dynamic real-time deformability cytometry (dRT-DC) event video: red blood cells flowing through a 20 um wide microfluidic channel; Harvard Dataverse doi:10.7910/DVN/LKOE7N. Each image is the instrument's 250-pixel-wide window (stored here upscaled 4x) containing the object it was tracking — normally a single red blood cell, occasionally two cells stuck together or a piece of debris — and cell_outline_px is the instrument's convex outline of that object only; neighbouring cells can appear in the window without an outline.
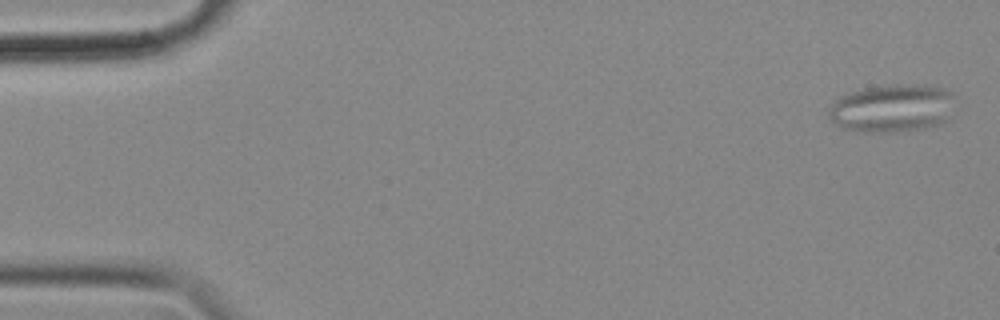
{"species": "common noctule bat (a hibernating species)", "species_latin": "Nyctalus noctula", "temperature_condition": "cold", "stored_images_in_passage": 57, "camera_frame_rate_fps": 3000, "um_per_image_px": 0.085, "animal": {"sex": "female", "body_mass_g": 18.4}, "frame": {"image": 1, "passage_image": 2, "time_ms": 0.333, "image_size_px": [1000, 320], "cell_outline_px": [[952, 120], [940, 124], [924, 128], [896, 132], [864, 132], [844, 128], [836, 124], [828, 116], [828, 112], [832, 104], [840, 96], [864, 88], [896, 84], [936, 84], [948, 88], [952, 92]], "centroid_in_image_um": [75.92, 9.18], "position_along_channel_um": 9.1, "area_um2": 35.89}}
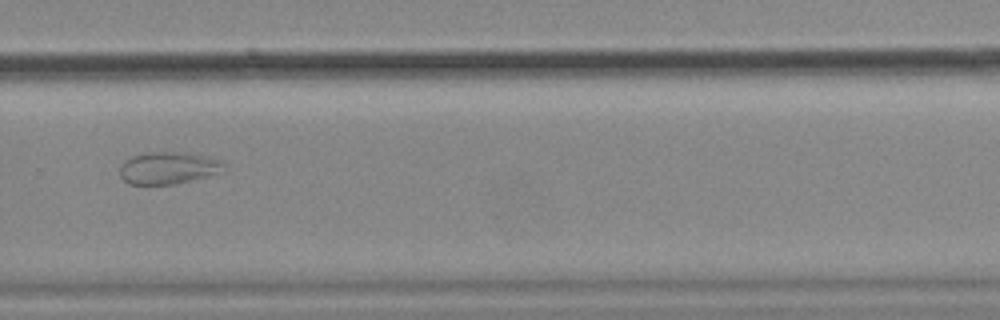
{"frame": {"image": 2, "passage_image": 39, "time_ms": 12.667, "image_size_px": [1000, 320], "cell_outline_px": [[224, 172], [208, 176], [172, 184], [128, 184], [120, 176], [120, 164], [124, 160], [132, 156], [152, 152], [188, 152], [224, 160]], "centroid_in_image_um": [14.33, 14.26], "position_along_channel_um": 315.5, "area_um2": 19.65}}
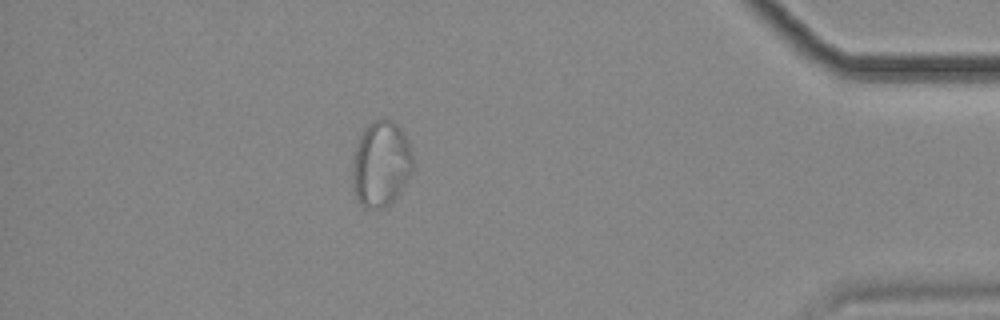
{"frame": {"image": 3, "passage_image": 50, "time_ms": 16.333, "image_size_px": [1000, 320], "cell_outline_px": [[412, 172], [400, 192], [392, 204], [380, 208], [364, 208], [360, 204], [352, 188], [352, 168], [356, 144], [364, 128], [368, 124], [376, 120], [392, 120], [400, 128], [408, 140], [412, 152]], "centroid_in_image_um": [32.37, 13.96], "position_along_channel_um": 402.8, "area_um2": 30.35}, "authors_computed_cell_mechanics": {"area_um2": 27.5706, "velocity_mm_per_s": 3.5451, "shape_relaxation_time_tau1_ms": null, "shape_relaxation_time_tau2_ms": 1.7238, "deformation_change_tau1": null, "deformation_change_tau2": 0.0652}}